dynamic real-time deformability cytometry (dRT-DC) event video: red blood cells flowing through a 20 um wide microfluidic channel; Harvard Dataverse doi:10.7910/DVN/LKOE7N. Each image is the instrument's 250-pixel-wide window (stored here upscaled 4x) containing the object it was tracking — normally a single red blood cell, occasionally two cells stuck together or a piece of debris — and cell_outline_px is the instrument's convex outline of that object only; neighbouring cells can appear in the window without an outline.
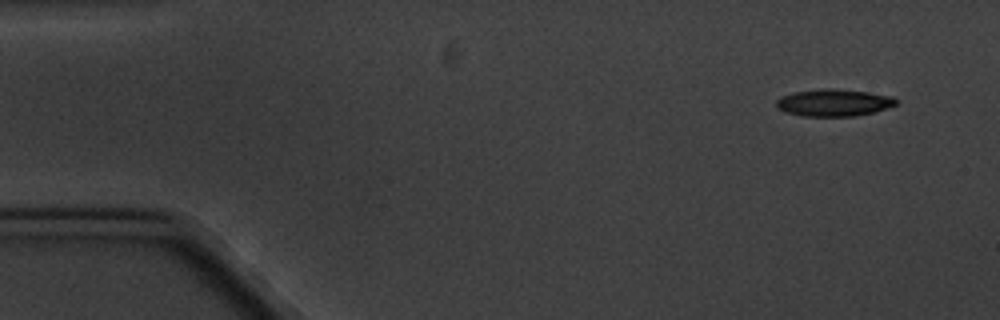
{"species": "common noctule bat (a hibernating species)", "species_latin": "Nyctalus noctula", "temperature_condition": "cold", "stored_images_in_passage": 6, "camera_frame_rate_fps": 3000, "um_per_image_px": 0.085, "animal": {"sex": "male", "body_mass_g": 20.1, "forearm_length_mm": 53.5}, "frame": {"image": 1, "passage_image": 1, "time_ms": 0.0, "image_size_px": [1000, 320], "cell_outline_px": [[896, 104], [872, 112], [856, 116], [804, 116], [784, 112], [776, 108], [776, 100], [780, 96], [792, 92], [824, 88], [832, 88], [868, 92], [892, 96], [896, 100]], "centroid_in_image_um": [70.79, 8.72], "position_along_channel_um": 14.2, "area_um2": 18.9}}
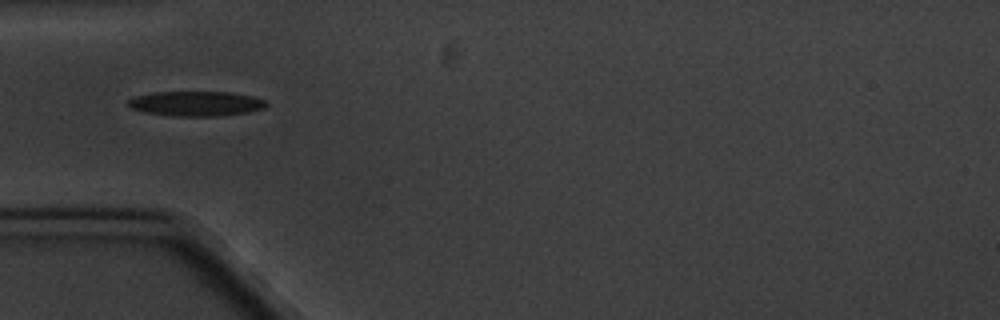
{"frame": {"image": 2, "passage_image": 5, "time_ms": 4.667, "image_size_px": [1000, 320], "cell_outline_px": [[268, 104], [264, 108], [248, 112], [220, 116], [172, 116], [144, 112], [128, 108], [128, 100], [136, 96], [152, 92], [228, 92], [252, 96], [264, 100]], "centroid_in_image_um": [16.63, 8.81], "position_along_channel_um": 68.4, "area_um2": 20.06}}